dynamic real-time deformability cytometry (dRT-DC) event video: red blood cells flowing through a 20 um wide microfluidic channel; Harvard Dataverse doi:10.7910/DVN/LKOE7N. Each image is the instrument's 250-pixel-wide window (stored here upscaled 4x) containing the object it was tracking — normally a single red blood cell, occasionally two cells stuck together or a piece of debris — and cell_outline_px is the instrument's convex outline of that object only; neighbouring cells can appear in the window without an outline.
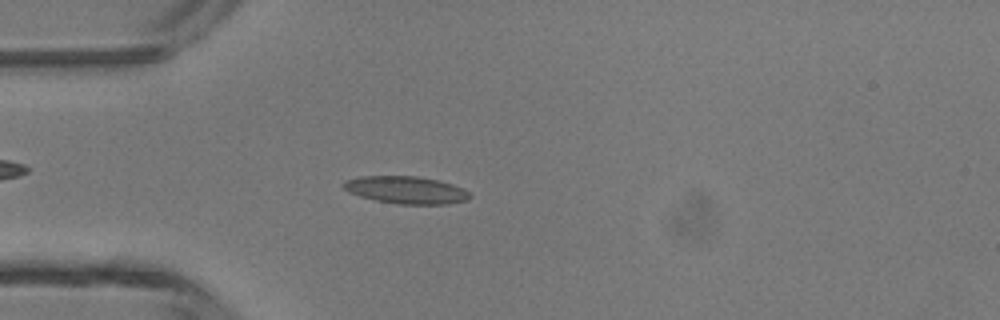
{"species": "common noctule bat (a hibernating species)", "species_latin": "Nyctalus noctula", "temperature_condition": "room temperature", "stored_images_in_passage": 35, "camera_frame_rate_fps": 3000, "um_per_image_px": 0.085, "animal": {"sex": "male", "body_mass_g": 13.3}, "frame": {"image": 1, "passage_image": 1, "time_ms": 0.0, "image_size_px": [1000, 320], "cell_outline_px": [[472, 196], [468, 200], [448, 204], [396, 204], [376, 200], [360, 196], [348, 192], [340, 184], [344, 180], [360, 176], [416, 176], [436, 180], [452, 184], [464, 188]], "centroid_in_image_um": [34.5, 16.15], "position_along_channel_um": 50.5, "area_um2": 20.29}}
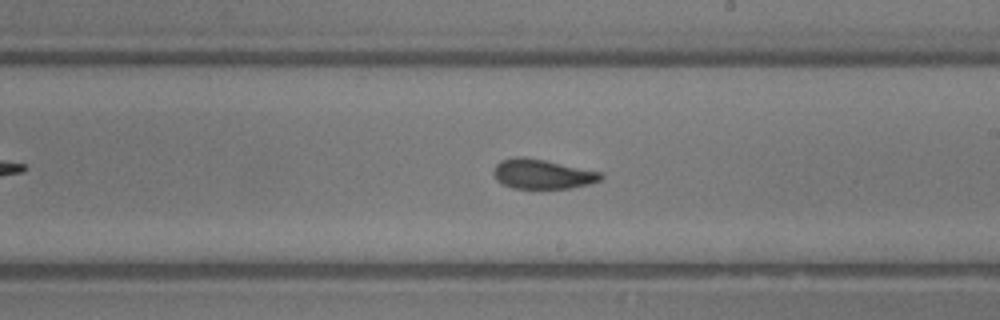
{"frame": {"image": 2, "passage_image": 15, "time_ms": 4.667, "image_size_px": [1000, 320], "cell_outline_px": [[604, 176], [600, 180], [588, 184], [568, 188], [512, 188], [496, 180], [492, 172], [496, 164], [500, 160], [516, 156], [524, 156], [544, 160], [600, 172]], "centroid_in_image_um": [46.04, 14.78], "position_along_channel_um": 243.0, "area_um2": 18.38}}
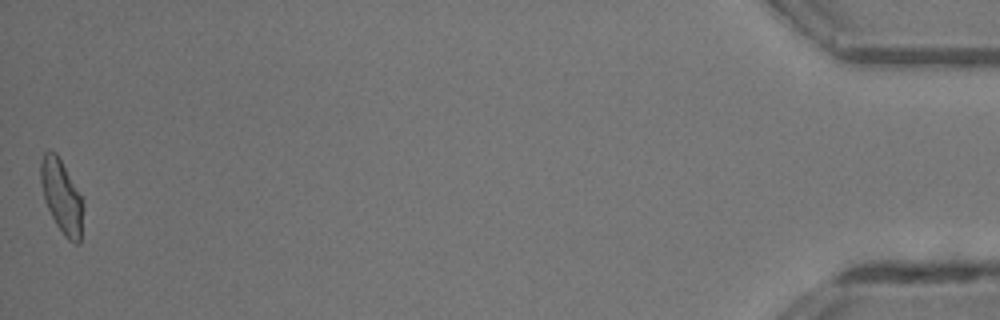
{"frame": {"image": 3, "passage_image": 35, "time_ms": 11.333, "image_size_px": [1000, 320], "cell_outline_px": [[84, 208], [80, 244], [76, 244], [68, 240], [64, 236], [56, 224], [44, 200], [40, 180], [40, 164], [44, 152], [48, 148], [56, 152], [80, 196], [84, 204]], "centroid_in_image_um": [5.23, 16.72], "position_along_channel_um": 430.0, "area_um2": 18.09}, "authors_computed_cell_mechanics": {"area_um2": 18.3226, "velocity_mm_per_s": 4.3291, "shape_relaxation_time_tau1_ms": 6.9971, "shape_relaxation_time_tau2_ms": 1.6476, "deformation_change_tau1": 0.2026, "deformation_change_tau2": 0.0789}}